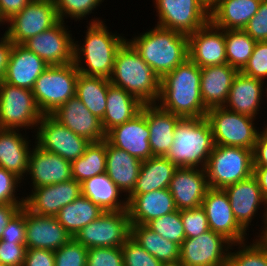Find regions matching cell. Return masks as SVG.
<instances>
[{"instance_id":"obj_1","label":"cell","mask_w":267,"mask_h":266,"mask_svg":"<svg viewBox=\"0 0 267 266\" xmlns=\"http://www.w3.org/2000/svg\"><path fill=\"white\" fill-rule=\"evenodd\" d=\"M201 68L189 58L160 81L159 106L181 118L205 117L208 109L201 96Z\"/></svg>"},{"instance_id":"obj_2","label":"cell","mask_w":267,"mask_h":266,"mask_svg":"<svg viewBox=\"0 0 267 266\" xmlns=\"http://www.w3.org/2000/svg\"><path fill=\"white\" fill-rule=\"evenodd\" d=\"M110 84L124 89L143 104H156L160 96L159 76L126 40L118 49Z\"/></svg>"},{"instance_id":"obj_3","label":"cell","mask_w":267,"mask_h":266,"mask_svg":"<svg viewBox=\"0 0 267 266\" xmlns=\"http://www.w3.org/2000/svg\"><path fill=\"white\" fill-rule=\"evenodd\" d=\"M128 42L160 79L188 59V36L157 25Z\"/></svg>"},{"instance_id":"obj_4","label":"cell","mask_w":267,"mask_h":266,"mask_svg":"<svg viewBox=\"0 0 267 266\" xmlns=\"http://www.w3.org/2000/svg\"><path fill=\"white\" fill-rule=\"evenodd\" d=\"M84 39L82 46L74 43V64L77 70L87 76L109 79L113 72L116 53L127 39L111 34L98 18L89 23ZM80 56H84V59ZM82 60H85L87 68L82 66Z\"/></svg>"},{"instance_id":"obj_5","label":"cell","mask_w":267,"mask_h":266,"mask_svg":"<svg viewBox=\"0 0 267 266\" xmlns=\"http://www.w3.org/2000/svg\"><path fill=\"white\" fill-rule=\"evenodd\" d=\"M214 146L212 130L205 117L181 118L166 157L177 167L205 168Z\"/></svg>"},{"instance_id":"obj_6","label":"cell","mask_w":267,"mask_h":266,"mask_svg":"<svg viewBox=\"0 0 267 266\" xmlns=\"http://www.w3.org/2000/svg\"><path fill=\"white\" fill-rule=\"evenodd\" d=\"M209 187H225L253 175V150L215 145L205 166Z\"/></svg>"},{"instance_id":"obj_7","label":"cell","mask_w":267,"mask_h":266,"mask_svg":"<svg viewBox=\"0 0 267 266\" xmlns=\"http://www.w3.org/2000/svg\"><path fill=\"white\" fill-rule=\"evenodd\" d=\"M79 76L74 62L49 66L35 81L32 93L43 115H51L63 103L76 96Z\"/></svg>"},{"instance_id":"obj_8","label":"cell","mask_w":267,"mask_h":266,"mask_svg":"<svg viewBox=\"0 0 267 266\" xmlns=\"http://www.w3.org/2000/svg\"><path fill=\"white\" fill-rule=\"evenodd\" d=\"M205 118L210 124L214 144L253 150L259 130L255 118L222 107L208 109Z\"/></svg>"},{"instance_id":"obj_9","label":"cell","mask_w":267,"mask_h":266,"mask_svg":"<svg viewBox=\"0 0 267 266\" xmlns=\"http://www.w3.org/2000/svg\"><path fill=\"white\" fill-rule=\"evenodd\" d=\"M42 115L32 90L0 82V129L37 127Z\"/></svg>"},{"instance_id":"obj_10","label":"cell","mask_w":267,"mask_h":266,"mask_svg":"<svg viewBox=\"0 0 267 266\" xmlns=\"http://www.w3.org/2000/svg\"><path fill=\"white\" fill-rule=\"evenodd\" d=\"M131 236L128 210L104 211L83 227L73 238L86 248H121Z\"/></svg>"},{"instance_id":"obj_11","label":"cell","mask_w":267,"mask_h":266,"mask_svg":"<svg viewBox=\"0 0 267 266\" xmlns=\"http://www.w3.org/2000/svg\"><path fill=\"white\" fill-rule=\"evenodd\" d=\"M58 21L54 0H31L20 13L7 21L10 26L4 34L13 44H23Z\"/></svg>"},{"instance_id":"obj_12","label":"cell","mask_w":267,"mask_h":266,"mask_svg":"<svg viewBox=\"0 0 267 266\" xmlns=\"http://www.w3.org/2000/svg\"><path fill=\"white\" fill-rule=\"evenodd\" d=\"M37 126L35 144L48 152L60 155L73 162L82 156L91 141L75 134L52 115H42Z\"/></svg>"},{"instance_id":"obj_13","label":"cell","mask_w":267,"mask_h":266,"mask_svg":"<svg viewBox=\"0 0 267 266\" xmlns=\"http://www.w3.org/2000/svg\"><path fill=\"white\" fill-rule=\"evenodd\" d=\"M157 26L190 35L210 21V13L198 0H154Z\"/></svg>"},{"instance_id":"obj_14","label":"cell","mask_w":267,"mask_h":266,"mask_svg":"<svg viewBox=\"0 0 267 266\" xmlns=\"http://www.w3.org/2000/svg\"><path fill=\"white\" fill-rule=\"evenodd\" d=\"M228 246L233 244L211 229L197 237L185 238L178 266H227Z\"/></svg>"},{"instance_id":"obj_15","label":"cell","mask_w":267,"mask_h":266,"mask_svg":"<svg viewBox=\"0 0 267 266\" xmlns=\"http://www.w3.org/2000/svg\"><path fill=\"white\" fill-rule=\"evenodd\" d=\"M63 24L65 23L59 20L53 27L29 38L22 45L49 66L74 62V39Z\"/></svg>"},{"instance_id":"obj_16","label":"cell","mask_w":267,"mask_h":266,"mask_svg":"<svg viewBox=\"0 0 267 266\" xmlns=\"http://www.w3.org/2000/svg\"><path fill=\"white\" fill-rule=\"evenodd\" d=\"M150 131L146 120V104L131 120L113 127L106 133V140L118 149L145 161L153 156L149 144Z\"/></svg>"},{"instance_id":"obj_17","label":"cell","mask_w":267,"mask_h":266,"mask_svg":"<svg viewBox=\"0 0 267 266\" xmlns=\"http://www.w3.org/2000/svg\"><path fill=\"white\" fill-rule=\"evenodd\" d=\"M201 206L212 231L221 234L235 246L246 240L247 233L236 221L229 198L223 189L210 188Z\"/></svg>"},{"instance_id":"obj_18","label":"cell","mask_w":267,"mask_h":266,"mask_svg":"<svg viewBox=\"0 0 267 266\" xmlns=\"http://www.w3.org/2000/svg\"><path fill=\"white\" fill-rule=\"evenodd\" d=\"M223 190L229 198L236 221L245 231H247L256 211L258 212L257 209L264 202L263 205H266V211L263 215L265 226L261 236L258 235V238L263 237L267 232V200L261 192L257 178L252 175L247 179L225 187Z\"/></svg>"},{"instance_id":"obj_19","label":"cell","mask_w":267,"mask_h":266,"mask_svg":"<svg viewBox=\"0 0 267 266\" xmlns=\"http://www.w3.org/2000/svg\"><path fill=\"white\" fill-rule=\"evenodd\" d=\"M188 58L199 68L227 64L224 29L209 21L188 35Z\"/></svg>"},{"instance_id":"obj_20","label":"cell","mask_w":267,"mask_h":266,"mask_svg":"<svg viewBox=\"0 0 267 266\" xmlns=\"http://www.w3.org/2000/svg\"><path fill=\"white\" fill-rule=\"evenodd\" d=\"M33 189L32 194L24 197V206L42 216L55 217L61 208L82 195L81 184L75 179Z\"/></svg>"},{"instance_id":"obj_21","label":"cell","mask_w":267,"mask_h":266,"mask_svg":"<svg viewBox=\"0 0 267 266\" xmlns=\"http://www.w3.org/2000/svg\"><path fill=\"white\" fill-rule=\"evenodd\" d=\"M177 210L196 208L210 189L204 168L178 167L169 184Z\"/></svg>"},{"instance_id":"obj_22","label":"cell","mask_w":267,"mask_h":266,"mask_svg":"<svg viewBox=\"0 0 267 266\" xmlns=\"http://www.w3.org/2000/svg\"><path fill=\"white\" fill-rule=\"evenodd\" d=\"M26 247L27 249L58 250L73 237L58 222L56 217L42 216L25 207Z\"/></svg>"},{"instance_id":"obj_23","label":"cell","mask_w":267,"mask_h":266,"mask_svg":"<svg viewBox=\"0 0 267 266\" xmlns=\"http://www.w3.org/2000/svg\"><path fill=\"white\" fill-rule=\"evenodd\" d=\"M28 173L32 179L33 188L73 179L71 162L60 155L41 149L38 145L30 151Z\"/></svg>"},{"instance_id":"obj_24","label":"cell","mask_w":267,"mask_h":266,"mask_svg":"<svg viewBox=\"0 0 267 266\" xmlns=\"http://www.w3.org/2000/svg\"><path fill=\"white\" fill-rule=\"evenodd\" d=\"M51 115L75 134L91 142L106 139L101 120L93 115L76 96L63 103Z\"/></svg>"},{"instance_id":"obj_25","label":"cell","mask_w":267,"mask_h":266,"mask_svg":"<svg viewBox=\"0 0 267 266\" xmlns=\"http://www.w3.org/2000/svg\"><path fill=\"white\" fill-rule=\"evenodd\" d=\"M49 67L38 55L22 44H13L3 81L32 90L36 79Z\"/></svg>"},{"instance_id":"obj_26","label":"cell","mask_w":267,"mask_h":266,"mask_svg":"<svg viewBox=\"0 0 267 266\" xmlns=\"http://www.w3.org/2000/svg\"><path fill=\"white\" fill-rule=\"evenodd\" d=\"M128 201L130 224L146 225L152 219L176 211L172 194L168 188L143 194H130Z\"/></svg>"},{"instance_id":"obj_27","label":"cell","mask_w":267,"mask_h":266,"mask_svg":"<svg viewBox=\"0 0 267 266\" xmlns=\"http://www.w3.org/2000/svg\"><path fill=\"white\" fill-rule=\"evenodd\" d=\"M239 71L229 64L201 68V96L207 109L225 106L234 77Z\"/></svg>"},{"instance_id":"obj_28","label":"cell","mask_w":267,"mask_h":266,"mask_svg":"<svg viewBox=\"0 0 267 266\" xmlns=\"http://www.w3.org/2000/svg\"><path fill=\"white\" fill-rule=\"evenodd\" d=\"M181 119L158 104H146V120L150 131L149 144L153 156H166L174 141L176 124Z\"/></svg>"},{"instance_id":"obj_29","label":"cell","mask_w":267,"mask_h":266,"mask_svg":"<svg viewBox=\"0 0 267 266\" xmlns=\"http://www.w3.org/2000/svg\"><path fill=\"white\" fill-rule=\"evenodd\" d=\"M264 82L239 71L233 79L224 107L233 112L255 118L258 114L257 111H259Z\"/></svg>"},{"instance_id":"obj_30","label":"cell","mask_w":267,"mask_h":266,"mask_svg":"<svg viewBox=\"0 0 267 266\" xmlns=\"http://www.w3.org/2000/svg\"><path fill=\"white\" fill-rule=\"evenodd\" d=\"M142 161L111 145L106 140V174L118 186L128 193H132L136 186Z\"/></svg>"},{"instance_id":"obj_31","label":"cell","mask_w":267,"mask_h":266,"mask_svg":"<svg viewBox=\"0 0 267 266\" xmlns=\"http://www.w3.org/2000/svg\"><path fill=\"white\" fill-rule=\"evenodd\" d=\"M262 0H220L210 12V22L224 30H243Z\"/></svg>"},{"instance_id":"obj_32","label":"cell","mask_w":267,"mask_h":266,"mask_svg":"<svg viewBox=\"0 0 267 266\" xmlns=\"http://www.w3.org/2000/svg\"><path fill=\"white\" fill-rule=\"evenodd\" d=\"M18 133H17V132ZM29 142L18 130L0 129V167L22 180L28 171Z\"/></svg>"},{"instance_id":"obj_33","label":"cell","mask_w":267,"mask_h":266,"mask_svg":"<svg viewBox=\"0 0 267 266\" xmlns=\"http://www.w3.org/2000/svg\"><path fill=\"white\" fill-rule=\"evenodd\" d=\"M106 101L105 115L101 120L105 133L113 127L131 120L141 111L143 106V103L136 97L112 84L108 87Z\"/></svg>"},{"instance_id":"obj_34","label":"cell","mask_w":267,"mask_h":266,"mask_svg":"<svg viewBox=\"0 0 267 266\" xmlns=\"http://www.w3.org/2000/svg\"><path fill=\"white\" fill-rule=\"evenodd\" d=\"M177 168L166 156H152L142 161L136 186L131 194H143L168 188Z\"/></svg>"},{"instance_id":"obj_35","label":"cell","mask_w":267,"mask_h":266,"mask_svg":"<svg viewBox=\"0 0 267 266\" xmlns=\"http://www.w3.org/2000/svg\"><path fill=\"white\" fill-rule=\"evenodd\" d=\"M81 191L83 196L103 211L128 210V201L119 199L122 191L106 173L98 174L82 182Z\"/></svg>"},{"instance_id":"obj_36","label":"cell","mask_w":267,"mask_h":266,"mask_svg":"<svg viewBox=\"0 0 267 266\" xmlns=\"http://www.w3.org/2000/svg\"><path fill=\"white\" fill-rule=\"evenodd\" d=\"M131 237L165 266H178L180 246L153 232L146 225H131Z\"/></svg>"},{"instance_id":"obj_37","label":"cell","mask_w":267,"mask_h":266,"mask_svg":"<svg viewBox=\"0 0 267 266\" xmlns=\"http://www.w3.org/2000/svg\"><path fill=\"white\" fill-rule=\"evenodd\" d=\"M110 80L100 76H87L79 73L76 82V97L98 119L102 120L107 106V92Z\"/></svg>"},{"instance_id":"obj_38","label":"cell","mask_w":267,"mask_h":266,"mask_svg":"<svg viewBox=\"0 0 267 266\" xmlns=\"http://www.w3.org/2000/svg\"><path fill=\"white\" fill-rule=\"evenodd\" d=\"M104 211L83 195L65 205L55 216L58 222L74 237L83 227L97 219Z\"/></svg>"},{"instance_id":"obj_39","label":"cell","mask_w":267,"mask_h":266,"mask_svg":"<svg viewBox=\"0 0 267 266\" xmlns=\"http://www.w3.org/2000/svg\"><path fill=\"white\" fill-rule=\"evenodd\" d=\"M72 178L80 184L106 172V139L91 142L84 154L71 162Z\"/></svg>"},{"instance_id":"obj_40","label":"cell","mask_w":267,"mask_h":266,"mask_svg":"<svg viewBox=\"0 0 267 266\" xmlns=\"http://www.w3.org/2000/svg\"><path fill=\"white\" fill-rule=\"evenodd\" d=\"M227 64L241 71L253 53L254 41L244 30H224Z\"/></svg>"},{"instance_id":"obj_41","label":"cell","mask_w":267,"mask_h":266,"mask_svg":"<svg viewBox=\"0 0 267 266\" xmlns=\"http://www.w3.org/2000/svg\"><path fill=\"white\" fill-rule=\"evenodd\" d=\"M244 243L236 253L229 252L227 266H267V241L260 237L249 246Z\"/></svg>"},{"instance_id":"obj_42","label":"cell","mask_w":267,"mask_h":266,"mask_svg":"<svg viewBox=\"0 0 267 266\" xmlns=\"http://www.w3.org/2000/svg\"><path fill=\"white\" fill-rule=\"evenodd\" d=\"M146 226L163 238L181 246L185 240V231L180 216V210L152 219Z\"/></svg>"},{"instance_id":"obj_43","label":"cell","mask_w":267,"mask_h":266,"mask_svg":"<svg viewBox=\"0 0 267 266\" xmlns=\"http://www.w3.org/2000/svg\"><path fill=\"white\" fill-rule=\"evenodd\" d=\"M88 248L72 238L54 251L55 266H87Z\"/></svg>"},{"instance_id":"obj_44","label":"cell","mask_w":267,"mask_h":266,"mask_svg":"<svg viewBox=\"0 0 267 266\" xmlns=\"http://www.w3.org/2000/svg\"><path fill=\"white\" fill-rule=\"evenodd\" d=\"M58 19L64 22V17L81 19L92 13L102 0H54Z\"/></svg>"},{"instance_id":"obj_45","label":"cell","mask_w":267,"mask_h":266,"mask_svg":"<svg viewBox=\"0 0 267 266\" xmlns=\"http://www.w3.org/2000/svg\"><path fill=\"white\" fill-rule=\"evenodd\" d=\"M124 266H165L160 260L150 255L131 236L121 247Z\"/></svg>"},{"instance_id":"obj_46","label":"cell","mask_w":267,"mask_h":266,"mask_svg":"<svg viewBox=\"0 0 267 266\" xmlns=\"http://www.w3.org/2000/svg\"><path fill=\"white\" fill-rule=\"evenodd\" d=\"M180 216L186 238H194L210 230L208 219L202 206L182 209L180 210Z\"/></svg>"},{"instance_id":"obj_47","label":"cell","mask_w":267,"mask_h":266,"mask_svg":"<svg viewBox=\"0 0 267 266\" xmlns=\"http://www.w3.org/2000/svg\"><path fill=\"white\" fill-rule=\"evenodd\" d=\"M241 72L261 81L267 78V41L255 44L253 53Z\"/></svg>"},{"instance_id":"obj_48","label":"cell","mask_w":267,"mask_h":266,"mask_svg":"<svg viewBox=\"0 0 267 266\" xmlns=\"http://www.w3.org/2000/svg\"><path fill=\"white\" fill-rule=\"evenodd\" d=\"M87 266H124L122 249L118 247L88 248Z\"/></svg>"},{"instance_id":"obj_49","label":"cell","mask_w":267,"mask_h":266,"mask_svg":"<svg viewBox=\"0 0 267 266\" xmlns=\"http://www.w3.org/2000/svg\"><path fill=\"white\" fill-rule=\"evenodd\" d=\"M254 41H267V0H262L257 13L243 29Z\"/></svg>"},{"instance_id":"obj_50","label":"cell","mask_w":267,"mask_h":266,"mask_svg":"<svg viewBox=\"0 0 267 266\" xmlns=\"http://www.w3.org/2000/svg\"><path fill=\"white\" fill-rule=\"evenodd\" d=\"M25 235V206H23L8 222L0 240L14 242V244H26Z\"/></svg>"},{"instance_id":"obj_51","label":"cell","mask_w":267,"mask_h":266,"mask_svg":"<svg viewBox=\"0 0 267 266\" xmlns=\"http://www.w3.org/2000/svg\"><path fill=\"white\" fill-rule=\"evenodd\" d=\"M21 179L15 174L0 167V204H24L25 199L20 201L15 197V190ZM17 186V187H16Z\"/></svg>"},{"instance_id":"obj_52","label":"cell","mask_w":267,"mask_h":266,"mask_svg":"<svg viewBox=\"0 0 267 266\" xmlns=\"http://www.w3.org/2000/svg\"><path fill=\"white\" fill-rule=\"evenodd\" d=\"M26 244H14L0 240V264L6 266H23Z\"/></svg>"},{"instance_id":"obj_53","label":"cell","mask_w":267,"mask_h":266,"mask_svg":"<svg viewBox=\"0 0 267 266\" xmlns=\"http://www.w3.org/2000/svg\"><path fill=\"white\" fill-rule=\"evenodd\" d=\"M23 266H55L54 251L49 249H27Z\"/></svg>"},{"instance_id":"obj_54","label":"cell","mask_w":267,"mask_h":266,"mask_svg":"<svg viewBox=\"0 0 267 266\" xmlns=\"http://www.w3.org/2000/svg\"><path fill=\"white\" fill-rule=\"evenodd\" d=\"M264 129L257 135L253 149V167H267V126Z\"/></svg>"},{"instance_id":"obj_55","label":"cell","mask_w":267,"mask_h":266,"mask_svg":"<svg viewBox=\"0 0 267 266\" xmlns=\"http://www.w3.org/2000/svg\"><path fill=\"white\" fill-rule=\"evenodd\" d=\"M31 0H0V24L20 13Z\"/></svg>"},{"instance_id":"obj_56","label":"cell","mask_w":267,"mask_h":266,"mask_svg":"<svg viewBox=\"0 0 267 266\" xmlns=\"http://www.w3.org/2000/svg\"><path fill=\"white\" fill-rule=\"evenodd\" d=\"M0 38V82L3 81L7 65L9 62L10 54L13 48L12 41L5 35Z\"/></svg>"},{"instance_id":"obj_57","label":"cell","mask_w":267,"mask_h":266,"mask_svg":"<svg viewBox=\"0 0 267 266\" xmlns=\"http://www.w3.org/2000/svg\"><path fill=\"white\" fill-rule=\"evenodd\" d=\"M24 204H0V239L4 228Z\"/></svg>"},{"instance_id":"obj_58","label":"cell","mask_w":267,"mask_h":266,"mask_svg":"<svg viewBox=\"0 0 267 266\" xmlns=\"http://www.w3.org/2000/svg\"><path fill=\"white\" fill-rule=\"evenodd\" d=\"M253 175L257 178L261 192L267 200V167H254Z\"/></svg>"},{"instance_id":"obj_59","label":"cell","mask_w":267,"mask_h":266,"mask_svg":"<svg viewBox=\"0 0 267 266\" xmlns=\"http://www.w3.org/2000/svg\"><path fill=\"white\" fill-rule=\"evenodd\" d=\"M220 0H198L209 13L217 6Z\"/></svg>"},{"instance_id":"obj_60","label":"cell","mask_w":267,"mask_h":266,"mask_svg":"<svg viewBox=\"0 0 267 266\" xmlns=\"http://www.w3.org/2000/svg\"><path fill=\"white\" fill-rule=\"evenodd\" d=\"M263 238L267 241V235H264Z\"/></svg>"}]
</instances>
